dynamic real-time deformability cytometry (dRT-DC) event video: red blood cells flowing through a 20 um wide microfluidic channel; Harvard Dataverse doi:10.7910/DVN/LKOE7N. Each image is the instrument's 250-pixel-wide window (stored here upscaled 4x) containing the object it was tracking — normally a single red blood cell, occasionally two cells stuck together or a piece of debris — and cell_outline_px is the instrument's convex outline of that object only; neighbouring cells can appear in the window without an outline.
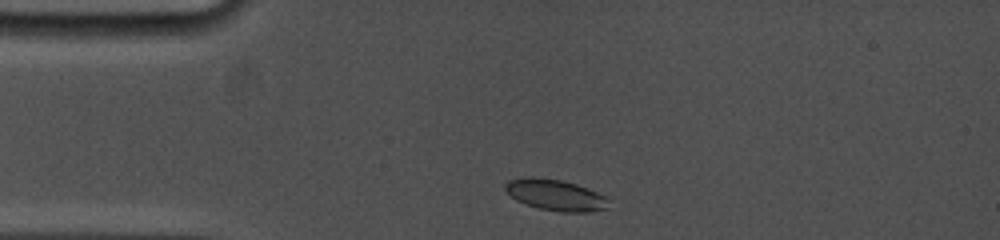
{"species": "common noctule bat (a hibernating species)", "species_latin": "Nyctalus noctula", "temperature_condition": "cold", "stored_images_in_passage": 16, "camera_frame_rate_fps": 5000, "um_per_image_px": 0.085, "animal": {"sex": "female", "body_mass_g": 19.0, "forearm_length_mm": 53.3}, "frame": {"image": 1, "passage_image": 1, "time_ms": 0.0, "image_size_px": [1000, 240], "cell_outline_px": [[608, 208], [592, 212], [560, 212], [540, 208], [524, 204], [516, 200], [504, 188], [504, 184], [508, 180], [532, 176], [560, 180], [576, 184], [588, 188], [604, 196], [608, 200]], "centroid_in_image_um": [47.21, 16.58], "position_along_channel_um": 37.8, "area_um2": 18.73}}
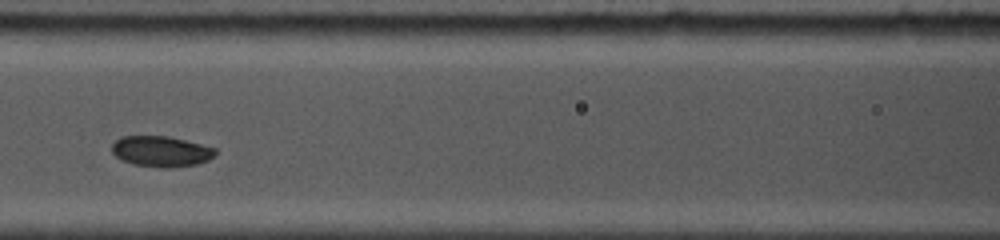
{"frame": {"image": 2, "passage_image": 6, "time_ms": 3.8, "image_size_px": [1000, 240], "cell_outline_px": [[216, 156], [208, 160], [196, 164], [168, 168], [160, 168], [132, 164], [116, 156], [112, 152], [112, 144], [120, 136], [168, 136], [216, 148]], "centroid_in_image_um": [13.7, 12.87], "position_along_channel_um": 152.9, "area_um2": 18.5}}
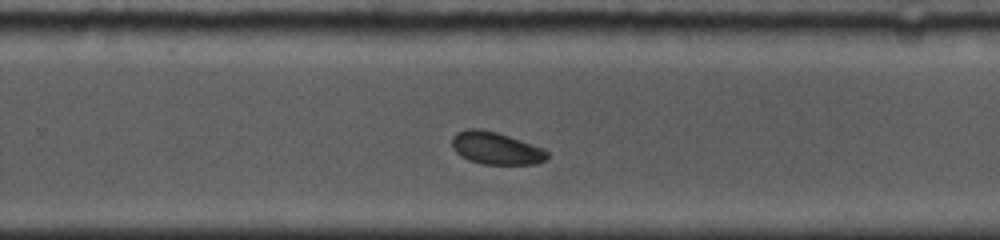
{"frame": {"image": 3, "passage_image": 16, "time_ms": 7.4, "image_size_px": [1000, 240], "cell_outline_px": [[548, 160], [536, 164], [480, 164], [468, 160], [460, 156], [452, 148], [452, 136], [456, 132], [468, 128], [480, 128], [496, 132], [544, 148], [548, 152]], "centroid_in_image_um": [42.14, 12.6], "position_along_channel_um": 287.7, "area_um2": 18.21}}